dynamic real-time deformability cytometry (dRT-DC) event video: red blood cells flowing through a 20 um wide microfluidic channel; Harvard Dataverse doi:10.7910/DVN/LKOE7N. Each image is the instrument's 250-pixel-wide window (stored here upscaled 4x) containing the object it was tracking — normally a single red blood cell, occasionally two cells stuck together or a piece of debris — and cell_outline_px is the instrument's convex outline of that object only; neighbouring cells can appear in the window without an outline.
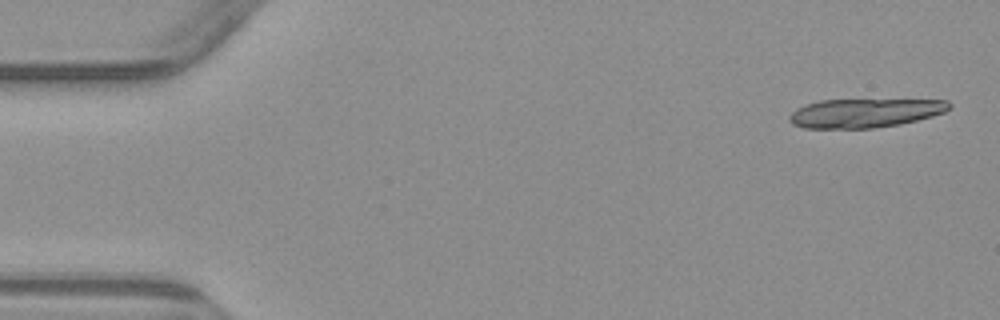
{"species": "common noctule bat (a hibernating species)", "species_latin": "Nyctalus noctula", "temperature_condition": "warm", "stored_images_in_passage": 6, "camera_frame_rate_fps": 3000, "um_per_image_px": 0.085, "animal": {"sex": "male", "body_mass_g": 23.1, "forearm_length_mm": 52.7}, "frame": {"image": 1, "passage_image": 1, "time_ms": 0.0, "image_size_px": [1000, 320], "cell_outline_px": [[952, 108], [944, 112], [932, 116], [900, 124], [872, 128], [804, 128], [792, 124], [788, 120], [788, 116], [796, 108], [804, 104], [820, 100], [948, 100], [952, 104]], "centroid_in_image_um": [73.49, 9.6], "position_along_channel_um": 11.5, "area_um2": 26.99}}